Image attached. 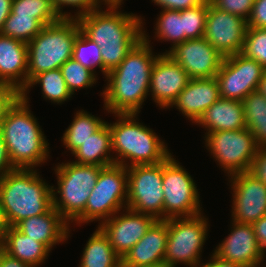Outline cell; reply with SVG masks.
<instances>
[{"instance_id": "d4e9b609", "label": "cell", "mask_w": 266, "mask_h": 267, "mask_svg": "<svg viewBox=\"0 0 266 267\" xmlns=\"http://www.w3.org/2000/svg\"><path fill=\"white\" fill-rule=\"evenodd\" d=\"M0 247L9 255L36 267L47 259L50 252L43 243L25 235L15 226H9Z\"/></svg>"}, {"instance_id": "8992f818", "label": "cell", "mask_w": 266, "mask_h": 267, "mask_svg": "<svg viewBox=\"0 0 266 267\" xmlns=\"http://www.w3.org/2000/svg\"><path fill=\"white\" fill-rule=\"evenodd\" d=\"M81 31L76 17H62L46 25L27 43V85L39 73L57 69L72 58Z\"/></svg>"}, {"instance_id": "d590c367", "label": "cell", "mask_w": 266, "mask_h": 267, "mask_svg": "<svg viewBox=\"0 0 266 267\" xmlns=\"http://www.w3.org/2000/svg\"><path fill=\"white\" fill-rule=\"evenodd\" d=\"M207 13L208 0H205L196 7L183 10V25L186 40L199 39L204 36Z\"/></svg>"}, {"instance_id": "ab89813d", "label": "cell", "mask_w": 266, "mask_h": 267, "mask_svg": "<svg viewBox=\"0 0 266 267\" xmlns=\"http://www.w3.org/2000/svg\"><path fill=\"white\" fill-rule=\"evenodd\" d=\"M20 96L21 94L12 86L0 83V128L8 109Z\"/></svg>"}, {"instance_id": "8d00e7d4", "label": "cell", "mask_w": 266, "mask_h": 267, "mask_svg": "<svg viewBox=\"0 0 266 267\" xmlns=\"http://www.w3.org/2000/svg\"><path fill=\"white\" fill-rule=\"evenodd\" d=\"M241 53L266 69V28H247Z\"/></svg>"}, {"instance_id": "ee69618b", "label": "cell", "mask_w": 266, "mask_h": 267, "mask_svg": "<svg viewBox=\"0 0 266 267\" xmlns=\"http://www.w3.org/2000/svg\"><path fill=\"white\" fill-rule=\"evenodd\" d=\"M13 169L15 168L11 163L8 149L2 135L0 134V180Z\"/></svg>"}, {"instance_id": "bcb514c9", "label": "cell", "mask_w": 266, "mask_h": 267, "mask_svg": "<svg viewBox=\"0 0 266 267\" xmlns=\"http://www.w3.org/2000/svg\"><path fill=\"white\" fill-rule=\"evenodd\" d=\"M0 267H36L9 255L0 247Z\"/></svg>"}, {"instance_id": "60d3db41", "label": "cell", "mask_w": 266, "mask_h": 267, "mask_svg": "<svg viewBox=\"0 0 266 267\" xmlns=\"http://www.w3.org/2000/svg\"><path fill=\"white\" fill-rule=\"evenodd\" d=\"M247 28H266V0H254Z\"/></svg>"}, {"instance_id": "ac0fdd59", "label": "cell", "mask_w": 266, "mask_h": 267, "mask_svg": "<svg viewBox=\"0 0 266 267\" xmlns=\"http://www.w3.org/2000/svg\"><path fill=\"white\" fill-rule=\"evenodd\" d=\"M213 254L243 267H259L265 257L257 242L253 225L235 221H232L229 236L216 247Z\"/></svg>"}, {"instance_id": "f5cc1de1", "label": "cell", "mask_w": 266, "mask_h": 267, "mask_svg": "<svg viewBox=\"0 0 266 267\" xmlns=\"http://www.w3.org/2000/svg\"><path fill=\"white\" fill-rule=\"evenodd\" d=\"M105 2H122L123 0H104Z\"/></svg>"}, {"instance_id": "ffe728a7", "label": "cell", "mask_w": 266, "mask_h": 267, "mask_svg": "<svg viewBox=\"0 0 266 267\" xmlns=\"http://www.w3.org/2000/svg\"><path fill=\"white\" fill-rule=\"evenodd\" d=\"M167 241V220H156L145 235L122 258L121 267L164 263Z\"/></svg>"}, {"instance_id": "7a4b0ae2", "label": "cell", "mask_w": 266, "mask_h": 267, "mask_svg": "<svg viewBox=\"0 0 266 267\" xmlns=\"http://www.w3.org/2000/svg\"><path fill=\"white\" fill-rule=\"evenodd\" d=\"M143 37L128 52L126 58L105 77L104 107L108 113L138 114L149 94L151 70L160 55H153L149 37Z\"/></svg>"}, {"instance_id": "f546056e", "label": "cell", "mask_w": 266, "mask_h": 267, "mask_svg": "<svg viewBox=\"0 0 266 267\" xmlns=\"http://www.w3.org/2000/svg\"><path fill=\"white\" fill-rule=\"evenodd\" d=\"M37 83L42 87L43 98L53 103L61 104L72 97L59 68L37 74L21 95H27L29 88Z\"/></svg>"}, {"instance_id": "3957f363", "label": "cell", "mask_w": 266, "mask_h": 267, "mask_svg": "<svg viewBox=\"0 0 266 267\" xmlns=\"http://www.w3.org/2000/svg\"><path fill=\"white\" fill-rule=\"evenodd\" d=\"M28 99L21 95L15 101L0 128L14 168L34 169L49 156V143L29 110Z\"/></svg>"}, {"instance_id": "44dd1931", "label": "cell", "mask_w": 266, "mask_h": 267, "mask_svg": "<svg viewBox=\"0 0 266 267\" xmlns=\"http://www.w3.org/2000/svg\"><path fill=\"white\" fill-rule=\"evenodd\" d=\"M219 98V86L215 77L190 79L171 107H177L183 116L196 123Z\"/></svg>"}, {"instance_id": "f1b7e54d", "label": "cell", "mask_w": 266, "mask_h": 267, "mask_svg": "<svg viewBox=\"0 0 266 267\" xmlns=\"http://www.w3.org/2000/svg\"><path fill=\"white\" fill-rule=\"evenodd\" d=\"M105 123L106 121L104 122V120L88 114L84 110L77 111L71 125H69L63 134V144L66 149L73 153Z\"/></svg>"}, {"instance_id": "4dcf8cb0", "label": "cell", "mask_w": 266, "mask_h": 267, "mask_svg": "<svg viewBox=\"0 0 266 267\" xmlns=\"http://www.w3.org/2000/svg\"><path fill=\"white\" fill-rule=\"evenodd\" d=\"M155 24V34L160 40L171 41L172 47L186 40L183 25V10L162 9Z\"/></svg>"}, {"instance_id": "f35d334b", "label": "cell", "mask_w": 266, "mask_h": 267, "mask_svg": "<svg viewBox=\"0 0 266 267\" xmlns=\"http://www.w3.org/2000/svg\"><path fill=\"white\" fill-rule=\"evenodd\" d=\"M105 2L104 0H52V3L56 9V11L59 13L62 17H78L80 15L89 13L92 10L100 8V3ZM66 6H72L77 7L79 10L73 16L71 13L63 12L64 7ZM63 7V8H62ZM81 9V10H80ZM71 14V15H70Z\"/></svg>"}, {"instance_id": "e575fe53", "label": "cell", "mask_w": 266, "mask_h": 267, "mask_svg": "<svg viewBox=\"0 0 266 267\" xmlns=\"http://www.w3.org/2000/svg\"><path fill=\"white\" fill-rule=\"evenodd\" d=\"M60 70L72 95L78 89L92 87L97 80L96 74L73 58L66 61Z\"/></svg>"}, {"instance_id": "5bb4252c", "label": "cell", "mask_w": 266, "mask_h": 267, "mask_svg": "<svg viewBox=\"0 0 266 267\" xmlns=\"http://www.w3.org/2000/svg\"><path fill=\"white\" fill-rule=\"evenodd\" d=\"M247 21L214 7L208 0L204 38L224 57L242 52Z\"/></svg>"}, {"instance_id": "c3c4849f", "label": "cell", "mask_w": 266, "mask_h": 267, "mask_svg": "<svg viewBox=\"0 0 266 267\" xmlns=\"http://www.w3.org/2000/svg\"><path fill=\"white\" fill-rule=\"evenodd\" d=\"M205 267H243L241 265L235 264L233 262L224 261L214 254H212L210 261L203 264Z\"/></svg>"}, {"instance_id": "7c38bea8", "label": "cell", "mask_w": 266, "mask_h": 267, "mask_svg": "<svg viewBox=\"0 0 266 267\" xmlns=\"http://www.w3.org/2000/svg\"><path fill=\"white\" fill-rule=\"evenodd\" d=\"M127 208L163 220V162L127 168Z\"/></svg>"}, {"instance_id": "d6a6232c", "label": "cell", "mask_w": 266, "mask_h": 267, "mask_svg": "<svg viewBox=\"0 0 266 267\" xmlns=\"http://www.w3.org/2000/svg\"><path fill=\"white\" fill-rule=\"evenodd\" d=\"M11 12L16 15L33 16L43 26L55 23L62 18L52 0H13Z\"/></svg>"}, {"instance_id": "30bf717a", "label": "cell", "mask_w": 266, "mask_h": 267, "mask_svg": "<svg viewBox=\"0 0 266 267\" xmlns=\"http://www.w3.org/2000/svg\"><path fill=\"white\" fill-rule=\"evenodd\" d=\"M163 220L201 213L197 187L172 154L163 161Z\"/></svg>"}, {"instance_id": "5b68a950", "label": "cell", "mask_w": 266, "mask_h": 267, "mask_svg": "<svg viewBox=\"0 0 266 267\" xmlns=\"http://www.w3.org/2000/svg\"><path fill=\"white\" fill-rule=\"evenodd\" d=\"M119 119L108 123L111 133L112 152H116L114 164L131 167L134 165L157 164L165 161L169 153L165 143L152 129L135 119L137 114H116ZM120 158V159H119ZM126 160L130 161L129 163Z\"/></svg>"}, {"instance_id": "e0dca14e", "label": "cell", "mask_w": 266, "mask_h": 267, "mask_svg": "<svg viewBox=\"0 0 266 267\" xmlns=\"http://www.w3.org/2000/svg\"><path fill=\"white\" fill-rule=\"evenodd\" d=\"M125 213L100 221L98 225L107 235L114 251L123 258L125 254L145 235L156 221L153 216L125 208Z\"/></svg>"}, {"instance_id": "83f0119b", "label": "cell", "mask_w": 266, "mask_h": 267, "mask_svg": "<svg viewBox=\"0 0 266 267\" xmlns=\"http://www.w3.org/2000/svg\"><path fill=\"white\" fill-rule=\"evenodd\" d=\"M242 103L247 129L253 134L258 148L266 147V98L256 90L249 93Z\"/></svg>"}, {"instance_id": "b9f144b4", "label": "cell", "mask_w": 266, "mask_h": 267, "mask_svg": "<svg viewBox=\"0 0 266 267\" xmlns=\"http://www.w3.org/2000/svg\"><path fill=\"white\" fill-rule=\"evenodd\" d=\"M250 172L266 185V147L258 148Z\"/></svg>"}, {"instance_id": "4316f807", "label": "cell", "mask_w": 266, "mask_h": 267, "mask_svg": "<svg viewBox=\"0 0 266 267\" xmlns=\"http://www.w3.org/2000/svg\"><path fill=\"white\" fill-rule=\"evenodd\" d=\"M79 267H121L122 258L114 251L107 235L98 226L89 238Z\"/></svg>"}, {"instance_id": "7dc6e473", "label": "cell", "mask_w": 266, "mask_h": 267, "mask_svg": "<svg viewBox=\"0 0 266 267\" xmlns=\"http://www.w3.org/2000/svg\"><path fill=\"white\" fill-rule=\"evenodd\" d=\"M13 0H0V30L11 13Z\"/></svg>"}, {"instance_id": "816d5d0a", "label": "cell", "mask_w": 266, "mask_h": 267, "mask_svg": "<svg viewBox=\"0 0 266 267\" xmlns=\"http://www.w3.org/2000/svg\"><path fill=\"white\" fill-rule=\"evenodd\" d=\"M139 267H168L165 263H158L154 265L139 266Z\"/></svg>"}, {"instance_id": "836d02e7", "label": "cell", "mask_w": 266, "mask_h": 267, "mask_svg": "<svg viewBox=\"0 0 266 267\" xmlns=\"http://www.w3.org/2000/svg\"><path fill=\"white\" fill-rule=\"evenodd\" d=\"M100 46L87 38L81 31L74 42L72 58L84 67L96 73L94 68L98 67L103 72V61L100 54ZM96 66V67H95Z\"/></svg>"}, {"instance_id": "7bdbcfd3", "label": "cell", "mask_w": 266, "mask_h": 267, "mask_svg": "<svg viewBox=\"0 0 266 267\" xmlns=\"http://www.w3.org/2000/svg\"><path fill=\"white\" fill-rule=\"evenodd\" d=\"M162 9L169 10H184L196 7L202 4L205 0H152V2Z\"/></svg>"}, {"instance_id": "1f68e13d", "label": "cell", "mask_w": 266, "mask_h": 267, "mask_svg": "<svg viewBox=\"0 0 266 267\" xmlns=\"http://www.w3.org/2000/svg\"><path fill=\"white\" fill-rule=\"evenodd\" d=\"M43 27L44 26L33 16L16 15L11 12L5 20L0 34L28 43Z\"/></svg>"}, {"instance_id": "603a6c76", "label": "cell", "mask_w": 266, "mask_h": 267, "mask_svg": "<svg viewBox=\"0 0 266 267\" xmlns=\"http://www.w3.org/2000/svg\"><path fill=\"white\" fill-rule=\"evenodd\" d=\"M15 227L50 251L55 244L66 241L70 233L69 224L53 207L42 215L22 219Z\"/></svg>"}, {"instance_id": "8fae6325", "label": "cell", "mask_w": 266, "mask_h": 267, "mask_svg": "<svg viewBox=\"0 0 266 267\" xmlns=\"http://www.w3.org/2000/svg\"><path fill=\"white\" fill-rule=\"evenodd\" d=\"M204 138L207 149L229 176L250 171L258 147L247 128L214 131Z\"/></svg>"}, {"instance_id": "7402d4cb", "label": "cell", "mask_w": 266, "mask_h": 267, "mask_svg": "<svg viewBox=\"0 0 266 267\" xmlns=\"http://www.w3.org/2000/svg\"><path fill=\"white\" fill-rule=\"evenodd\" d=\"M27 43L0 34V83L20 94L27 86Z\"/></svg>"}, {"instance_id": "ba28073f", "label": "cell", "mask_w": 266, "mask_h": 267, "mask_svg": "<svg viewBox=\"0 0 266 267\" xmlns=\"http://www.w3.org/2000/svg\"><path fill=\"white\" fill-rule=\"evenodd\" d=\"M168 223V241L164 263L176 267L184 263L190 267L200 264L202 247L207 238L208 222L202 213L191 217L166 219Z\"/></svg>"}, {"instance_id": "74e56055", "label": "cell", "mask_w": 266, "mask_h": 267, "mask_svg": "<svg viewBox=\"0 0 266 267\" xmlns=\"http://www.w3.org/2000/svg\"><path fill=\"white\" fill-rule=\"evenodd\" d=\"M216 8L248 20L254 0H209Z\"/></svg>"}, {"instance_id": "484cf974", "label": "cell", "mask_w": 266, "mask_h": 267, "mask_svg": "<svg viewBox=\"0 0 266 267\" xmlns=\"http://www.w3.org/2000/svg\"><path fill=\"white\" fill-rule=\"evenodd\" d=\"M111 151V133L106 122L72 153L77 159L73 162L82 165L106 167L114 164V157L110 155Z\"/></svg>"}, {"instance_id": "52a82bcc", "label": "cell", "mask_w": 266, "mask_h": 267, "mask_svg": "<svg viewBox=\"0 0 266 267\" xmlns=\"http://www.w3.org/2000/svg\"><path fill=\"white\" fill-rule=\"evenodd\" d=\"M101 166L67 162L56 165L57 191L52 186L53 208L68 223H84V209L97 183ZM60 195L58 198L57 195Z\"/></svg>"}, {"instance_id": "f907efd6", "label": "cell", "mask_w": 266, "mask_h": 267, "mask_svg": "<svg viewBox=\"0 0 266 267\" xmlns=\"http://www.w3.org/2000/svg\"><path fill=\"white\" fill-rule=\"evenodd\" d=\"M257 90L266 98V69L261 77Z\"/></svg>"}, {"instance_id": "9a60e30c", "label": "cell", "mask_w": 266, "mask_h": 267, "mask_svg": "<svg viewBox=\"0 0 266 267\" xmlns=\"http://www.w3.org/2000/svg\"><path fill=\"white\" fill-rule=\"evenodd\" d=\"M232 221L253 224L266 215V185L250 171L230 176Z\"/></svg>"}, {"instance_id": "681fc988", "label": "cell", "mask_w": 266, "mask_h": 267, "mask_svg": "<svg viewBox=\"0 0 266 267\" xmlns=\"http://www.w3.org/2000/svg\"><path fill=\"white\" fill-rule=\"evenodd\" d=\"M8 228H9V225L7 223V220H6L4 211H3V207L0 202V241L4 237V234L8 230Z\"/></svg>"}, {"instance_id": "2e32d148", "label": "cell", "mask_w": 266, "mask_h": 267, "mask_svg": "<svg viewBox=\"0 0 266 267\" xmlns=\"http://www.w3.org/2000/svg\"><path fill=\"white\" fill-rule=\"evenodd\" d=\"M165 53L182 66L191 79L215 77L224 59L204 37L185 40Z\"/></svg>"}, {"instance_id": "6da1fadb", "label": "cell", "mask_w": 266, "mask_h": 267, "mask_svg": "<svg viewBox=\"0 0 266 267\" xmlns=\"http://www.w3.org/2000/svg\"><path fill=\"white\" fill-rule=\"evenodd\" d=\"M108 10L95 9L77 18L81 32L101 50L103 74L114 70L143 37V20L118 11L122 2H105Z\"/></svg>"}, {"instance_id": "4fadbf2b", "label": "cell", "mask_w": 266, "mask_h": 267, "mask_svg": "<svg viewBox=\"0 0 266 267\" xmlns=\"http://www.w3.org/2000/svg\"><path fill=\"white\" fill-rule=\"evenodd\" d=\"M264 71L260 63L242 53L224 57L215 76L220 98L242 102L249 93L258 89Z\"/></svg>"}, {"instance_id": "9c48e42d", "label": "cell", "mask_w": 266, "mask_h": 267, "mask_svg": "<svg viewBox=\"0 0 266 267\" xmlns=\"http://www.w3.org/2000/svg\"><path fill=\"white\" fill-rule=\"evenodd\" d=\"M127 167L112 164L102 167L84 209V223L104 221L127 205ZM125 203V204H124Z\"/></svg>"}, {"instance_id": "d6986e66", "label": "cell", "mask_w": 266, "mask_h": 267, "mask_svg": "<svg viewBox=\"0 0 266 267\" xmlns=\"http://www.w3.org/2000/svg\"><path fill=\"white\" fill-rule=\"evenodd\" d=\"M190 77L167 53L156 58L151 70L149 92L160 108H169L186 87Z\"/></svg>"}, {"instance_id": "277c9868", "label": "cell", "mask_w": 266, "mask_h": 267, "mask_svg": "<svg viewBox=\"0 0 266 267\" xmlns=\"http://www.w3.org/2000/svg\"><path fill=\"white\" fill-rule=\"evenodd\" d=\"M52 186L37 170L15 168L0 180V202L9 226L42 215L53 207Z\"/></svg>"}, {"instance_id": "cb8c5ba5", "label": "cell", "mask_w": 266, "mask_h": 267, "mask_svg": "<svg viewBox=\"0 0 266 267\" xmlns=\"http://www.w3.org/2000/svg\"><path fill=\"white\" fill-rule=\"evenodd\" d=\"M196 123L204 126L206 133L247 128L243 103L223 98L214 102Z\"/></svg>"}, {"instance_id": "f6af8a7d", "label": "cell", "mask_w": 266, "mask_h": 267, "mask_svg": "<svg viewBox=\"0 0 266 267\" xmlns=\"http://www.w3.org/2000/svg\"><path fill=\"white\" fill-rule=\"evenodd\" d=\"M254 233L257 239L259 246L262 251L265 253L266 251V215L261 217L259 220L254 222L253 224Z\"/></svg>"}]
</instances>
